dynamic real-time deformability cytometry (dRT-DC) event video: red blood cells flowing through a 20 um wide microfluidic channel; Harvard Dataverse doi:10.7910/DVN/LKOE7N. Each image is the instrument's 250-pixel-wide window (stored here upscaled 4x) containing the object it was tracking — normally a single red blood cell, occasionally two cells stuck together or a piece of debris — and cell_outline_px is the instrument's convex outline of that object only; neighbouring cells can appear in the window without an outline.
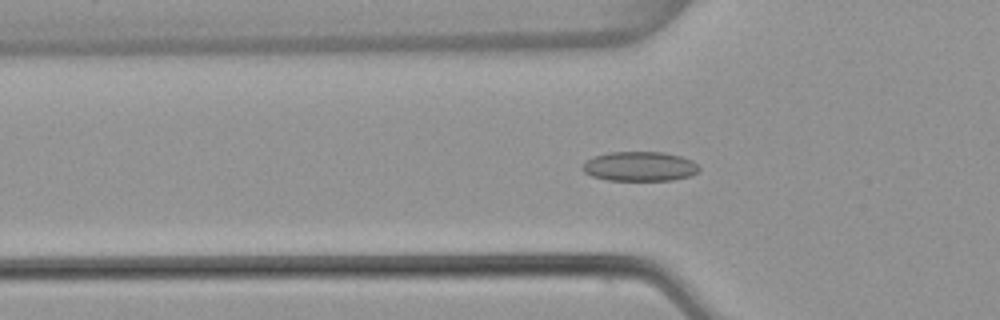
{"species": "common noctule bat (a hibernating species)", "species_latin": "Nyctalus noctula", "temperature_condition": "warm", "stored_images_in_passage": 54, "camera_frame_rate_fps": 3000, "um_per_image_px": 0.085, "animal": {"sex": "female", "body_mass_g": 22.7, "forearm_length_mm": 54.2}, "frame": {"image": 1, "passage_image": 18, "time_ms": 5.667, "image_size_px": [1000, 320], "cell_outline_px": [[700, 168], [692, 176], [672, 180], [608, 180], [592, 176], [584, 172], [580, 168], [584, 160], [592, 156], [608, 152], [664, 152], [680, 156], [692, 160]], "centroid_in_image_um": [54.33, 14.14], "position_along_channel_um": 71.5, "area_um2": 20.29}}
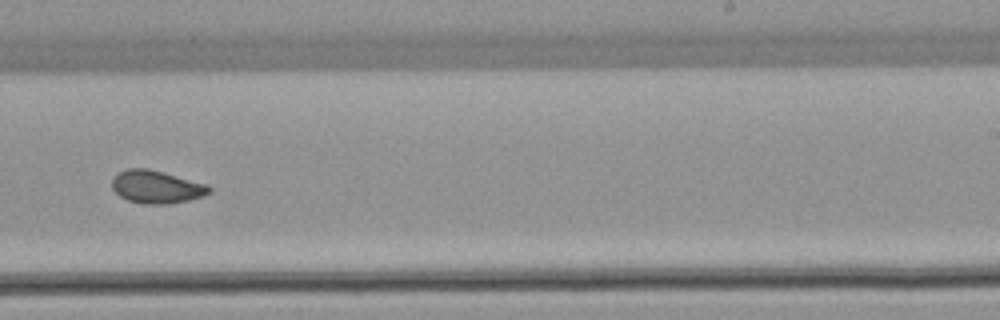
{"frame": {"image": 2, "passage_image": 34, "time_ms": 11.0, "image_size_px": [1000, 320], "cell_outline_px": [[212, 192], [204, 196], [188, 200], [168, 204], [144, 204], [128, 200], [120, 196], [112, 188], [112, 176], [116, 172], [128, 168], [148, 168], [208, 184], [212, 188]], "centroid_in_image_um": [13.3, 15.87], "position_along_channel_um": 275.7, "area_um2": 18.84}}
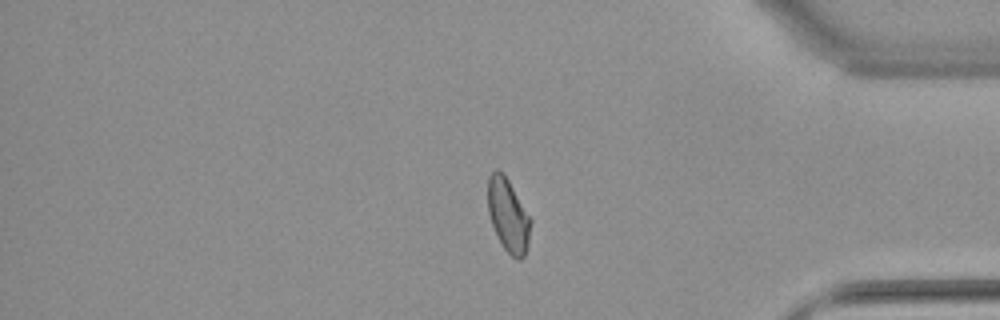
{"frame": {"image": 3, "passage_image": 45, "time_ms": 14.667, "image_size_px": [1000, 320], "cell_outline_px": [[532, 220], [528, 244], [524, 256], [520, 260], [516, 260], [504, 248], [492, 224], [488, 212], [488, 176], [496, 168], [504, 172]], "centroid_in_image_um": [43.2, 18.27], "position_along_channel_um": 392.0, "area_um2": 18.26}, "authors_computed_cell_mechanics": {"area_um2": 18.8428, "velocity_mm_per_s": 3.8262, "shape_relaxation_time_tau1_ms": 10.8796, "shape_relaxation_time_tau2_ms": 1.5942, "deformation_change_tau1": 0.171, "deformation_change_tau2": 0.0673}}